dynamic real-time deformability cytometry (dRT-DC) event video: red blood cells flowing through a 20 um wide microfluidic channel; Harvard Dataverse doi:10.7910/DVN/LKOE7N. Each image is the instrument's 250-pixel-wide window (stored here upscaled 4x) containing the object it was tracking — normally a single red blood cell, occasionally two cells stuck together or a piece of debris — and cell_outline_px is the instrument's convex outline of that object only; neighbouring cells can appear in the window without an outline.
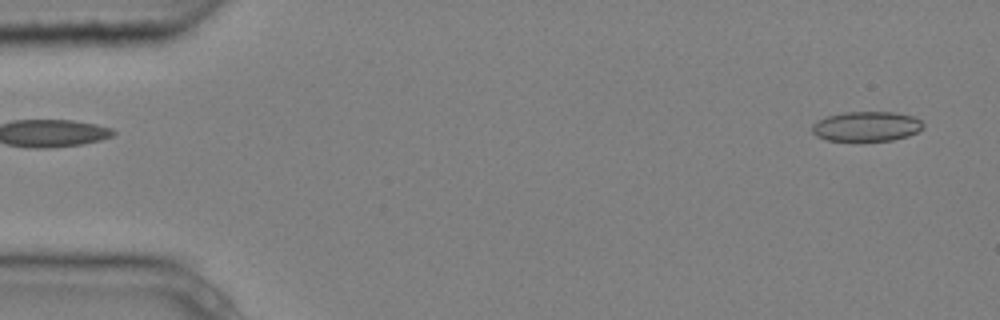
{"species": "common noctule bat (a hibernating species)", "species_latin": "Nyctalus noctula", "temperature_condition": "cold", "stored_images_in_passage": 9, "camera_frame_rate_fps": 3000, "um_per_image_px": 0.085, "animal": {"sex": "male", "body_mass_g": 20.4}, "frame": {"image": 1, "passage_image": 1, "time_ms": 0.0, "image_size_px": [1000, 320], "cell_outline_px": [[924, 124], [916, 132], [908, 136], [892, 140], [828, 140], [816, 136], [812, 132], [812, 124], [828, 116], [844, 112], [892, 112], [912, 116], [920, 120]], "centroid_in_image_um": [73.64, 10.74], "position_along_channel_um": 11.4, "area_um2": 18.96}}
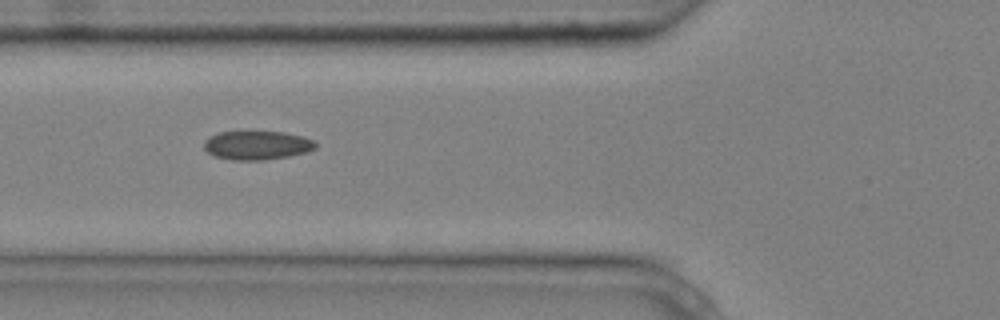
{"frame": {"image": 2, "passage_image": 6, "time_ms": 1.667, "image_size_px": [1000, 320], "cell_outline_px": [[316, 148], [308, 152], [288, 156], [264, 160], [232, 160], [216, 156], [208, 152], [204, 148], [204, 140], [208, 136], [220, 132], [284, 132], [300, 136], [312, 140], [316, 144]], "centroid_in_image_um": [21.83, 12.35], "position_along_channel_um": 104.0, "area_um2": 18.61}}